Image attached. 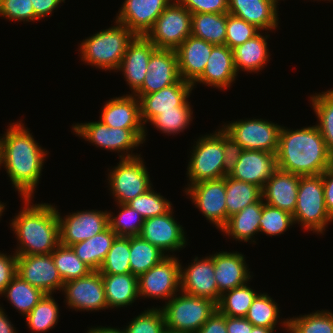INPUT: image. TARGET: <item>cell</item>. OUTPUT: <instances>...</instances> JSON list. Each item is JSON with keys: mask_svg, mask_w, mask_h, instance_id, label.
I'll return each mask as SVG.
<instances>
[{"mask_svg": "<svg viewBox=\"0 0 333 333\" xmlns=\"http://www.w3.org/2000/svg\"><path fill=\"white\" fill-rule=\"evenodd\" d=\"M310 101L319 120L316 126L333 155V89L311 95Z\"/></svg>", "mask_w": 333, "mask_h": 333, "instance_id": "f35d334b", "label": "cell"}, {"mask_svg": "<svg viewBox=\"0 0 333 333\" xmlns=\"http://www.w3.org/2000/svg\"><path fill=\"white\" fill-rule=\"evenodd\" d=\"M288 329L292 333H333V313L317 310L288 319Z\"/></svg>", "mask_w": 333, "mask_h": 333, "instance_id": "7bdbcfd3", "label": "cell"}, {"mask_svg": "<svg viewBox=\"0 0 333 333\" xmlns=\"http://www.w3.org/2000/svg\"><path fill=\"white\" fill-rule=\"evenodd\" d=\"M193 145L187 166V187L205 180L225 177L223 129L204 135Z\"/></svg>", "mask_w": 333, "mask_h": 333, "instance_id": "ba28073f", "label": "cell"}, {"mask_svg": "<svg viewBox=\"0 0 333 333\" xmlns=\"http://www.w3.org/2000/svg\"><path fill=\"white\" fill-rule=\"evenodd\" d=\"M193 85L183 79L161 90L146 94L135 95L140 102L141 119L145 126L161 111L176 110V106H191L188 101Z\"/></svg>", "mask_w": 333, "mask_h": 333, "instance_id": "d6986e66", "label": "cell"}, {"mask_svg": "<svg viewBox=\"0 0 333 333\" xmlns=\"http://www.w3.org/2000/svg\"><path fill=\"white\" fill-rule=\"evenodd\" d=\"M180 269L176 255L165 257L138 277L139 297L169 301L180 291Z\"/></svg>", "mask_w": 333, "mask_h": 333, "instance_id": "7c38bea8", "label": "cell"}, {"mask_svg": "<svg viewBox=\"0 0 333 333\" xmlns=\"http://www.w3.org/2000/svg\"><path fill=\"white\" fill-rule=\"evenodd\" d=\"M142 87L134 95H146L175 84L179 79L176 50L156 48L149 59Z\"/></svg>", "mask_w": 333, "mask_h": 333, "instance_id": "ffe728a7", "label": "cell"}, {"mask_svg": "<svg viewBox=\"0 0 333 333\" xmlns=\"http://www.w3.org/2000/svg\"><path fill=\"white\" fill-rule=\"evenodd\" d=\"M130 237H116L98 270L101 274H127L130 268Z\"/></svg>", "mask_w": 333, "mask_h": 333, "instance_id": "ee69618b", "label": "cell"}, {"mask_svg": "<svg viewBox=\"0 0 333 333\" xmlns=\"http://www.w3.org/2000/svg\"><path fill=\"white\" fill-rule=\"evenodd\" d=\"M120 211L113 216L108 212L109 227L116 233L117 237L138 236L141 233L144 218L127 204H117Z\"/></svg>", "mask_w": 333, "mask_h": 333, "instance_id": "f6af8a7d", "label": "cell"}, {"mask_svg": "<svg viewBox=\"0 0 333 333\" xmlns=\"http://www.w3.org/2000/svg\"><path fill=\"white\" fill-rule=\"evenodd\" d=\"M17 275V254L7 255L0 252V296L7 285Z\"/></svg>", "mask_w": 333, "mask_h": 333, "instance_id": "db71d44e", "label": "cell"}, {"mask_svg": "<svg viewBox=\"0 0 333 333\" xmlns=\"http://www.w3.org/2000/svg\"><path fill=\"white\" fill-rule=\"evenodd\" d=\"M246 119L225 123L222 129L240 144L243 150H259L276 154L282 126L267 119Z\"/></svg>", "mask_w": 333, "mask_h": 333, "instance_id": "8fae6325", "label": "cell"}, {"mask_svg": "<svg viewBox=\"0 0 333 333\" xmlns=\"http://www.w3.org/2000/svg\"><path fill=\"white\" fill-rule=\"evenodd\" d=\"M17 275L45 294L63 289L64 283L54 265L52 254L17 255Z\"/></svg>", "mask_w": 333, "mask_h": 333, "instance_id": "2e32d148", "label": "cell"}, {"mask_svg": "<svg viewBox=\"0 0 333 333\" xmlns=\"http://www.w3.org/2000/svg\"><path fill=\"white\" fill-rule=\"evenodd\" d=\"M262 198V189L255 184L235 180L226 175L227 222L229 217Z\"/></svg>", "mask_w": 333, "mask_h": 333, "instance_id": "e575fe53", "label": "cell"}, {"mask_svg": "<svg viewBox=\"0 0 333 333\" xmlns=\"http://www.w3.org/2000/svg\"><path fill=\"white\" fill-rule=\"evenodd\" d=\"M227 13H195L191 35L213 45H225Z\"/></svg>", "mask_w": 333, "mask_h": 333, "instance_id": "836d02e7", "label": "cell"}, {"mask_svg": "<svg viewBox=\"0 0 333 333\" xmlns=\"http://www.w3.org/2000/svg\"><path fill=\"white\" fill-rule=\"evenodd\" d=\"M262 208L263 198L229 217L227 224L221 229V232L226 234L224 236H231L236 241L253 242L254 244L256 242L254 235L260 233L259 220L262 216Z\"/></svg>", "mask_w": 333, "mask_h": 333, "instance_id": "4dcf8cb0", "label": "cell"}, {"mask_svg": "<svg viewBox=\"0 0 333 333\" xmlns=\"http://www.w3.org/2000/svg\"><path fill=\"white\" fill-rule=\"evenodd\" d=\"M0 16L9 21H39L31 0H0Z\"/></svg>", "mask_w": 333, "mask_h": 333, "instance_id": "816d5d0a", "label": "cell"}, {"mask_svg": "<svg viewBox=\"0 0 333 333\" xmlns=\"http://www.w3.org/2000/svg\"><path fill=\"white\" fill-rule=\"evenodd\" d=\"M62 292L67 307L75 311L108 309L102 274L99 271H91L82 278L65 282Z\"/></svg>", "mask_w": 333, "mask_h": 333, "instance_id": "9a60e30c", "label": "cell"}, {"mask_svg": "<svg viewBox=\"0 0 333 333\" xmlns=\"http://www.w3.org/2000/svg\"><path fill=\"white\" fill-rule=\"evenodd\" d=\"M275 329L253 326L251 333H274Z\"/></svg>", "mask_w": 333, "mask_h": 333, "instance_id": "be15d7a7", "label": "cell"}, {"mask_svg": "<svg viewBox=\"0 0 333 333\" xmlns=\"http://www.w3.org/2000/svg\"><path fill=\"white\" fill-rule=\"evenodd\" d=\"M1 306V305H0ZM0 307V333H17L16 328L11 323L10 319L7 317L6 313Z\"/></svg>", "mask_w": 333, "mask_h": 333, "instance_id": "94428289", "label": "cell"}, {"mask_svg": "<svg viewBox=\"0 0 333 333\" xmlns=\"http://www.w3.org/2000/svg\"><path fill=\"white\" fill-rule=\"evenodd\" d=\"M278 169L276 154L259 150H243L229 177L255 184L263 189L265 183Z\"/></svg>", "mask_w": 333, "mask_h": 333, "instance_id": "7402d4cb", "label": "cell"}, {"mask_svg": "<svg viewBox=\"0 0 333 333\" xmlns=\"http://www.w3.org/2000/svg\"><path fill=\"white\" fill-rule=\"evenodd\" d=\"M173 208L166 214L144 220L139 236L165 254L182 250L187 245L184 227L173 217Z\"/></svg>", "mask_w": 333, "mask_h": 333, "instance_id": "ac0fdd59", "label": "cell"}, {"mask_svg": "<svg viewBox=\"0 0 333 333\" xmlns=\"http://www.w3.org/2000/svg\"><path fill=\"white\" fill-rule=\"evenodd\" d=\"M196 333H227L226 316L216 310Z\"/></svg>", "mask_w": 333, "mask_h": 333, "instance_id": "9f6ffc18", "label": "cell"}, {"mask_svg": "<svg viewBox=\"0 0 333 333\" xmlns=\"http://www.w3.org/2000/svg\"><path fill=\"white\" fill-rule=\"evenodd\" d=\"M269 35L258 33L253 38L243 44L233 48L234 66L239 73L240 71L256 73L264 69L269 62V48L267 40Z\"/></svg>", "mask_w": 333, "mask_h": 333, "instance_id": "f546056e", "label": "cell"}, {"mask_svg": "<svg viewBox=\"0 0 333 333\" xmlns=\"http://www.w3.org/2000/svg\"><path fill=\"white\" fill-rule=\"evenodd\" d=\"M107 29L87 37L80 44L81 61L101 70H118L129 43L136 36L127 26L115 21Z\"/></svg>", "mask_w": 333, "mask_h": 333, "instance_id": "277c9868", "label": "cell"}, {"mask_svg": "<svg viewBox=\"0 0 333 333\" xmlns=\"http://www.w3.org/2000/svg\"><path fill=\"white\" fill-rule=\"evenodd\" d=\"M278 304L267 293H259L245 318L253 325L274 329L280 319Z\"/></svg>", "mask_w": 333, "mask_h": 333, "instance_id": "b9f144b4", "label": "cell"}, {"mask_svg": "<svg viewBox=\"0 0 333 333\" xmlns=\"http://www.w3.org/2000/svg\"><path fill=\"white\" fill-rule=\"evenodd\" d=\"M58 211L57 209L60 244L64 246H71L92 238L109 226L107 210H83L63 217Z\"/></svg>", "mask_w": 333, "mask_h": 333, "instance_id": "5bb4252c", "label": "cell"}, {"mask_svg": "<svg viewBox=\"0 0 333 333\" xmlns=\"http://www.w3.org/2000/svg\"><path fill=\"white\" fill-rule=\"evenodd\" d=\"M192 106H176V110L161 111L149 123L162 133L179 134L189 127L193 117Z\"/></svg>", "mask_w": 333, "mask_h": 333, "instance_id": "bcb514c9", "label": "cell"}, {"mask_svg": "<svg viewBox=\"0 0 333 333\" xmlns=\"http://www.w3.org/2000/svg\"><path fill=\"white\" fill-rule=\"evenodd\" d=\"M172 1L125 0L115 21L127 26L135 35L145 36Z\"/></svg>", "mask_w": 333, "mask_h": 333, "instance_id": "44dd1931", "label": "cell"}, {"mask_svg": "<svg viewBox=\"0 0 333 333\" xmlns=\"http://www.w3.org/2000/svg\"><path fill=\"white\" fill-rule=\"evenodd\" d=\"M86 333H124V331L118 328H113V327H101V326H97V327H92L90 328Z\"/></svg>", "mask_w": 333, "mask_h": 333, "instance_id": "6125c7cd", "label": "cell"}, {"mask_svg": "<svg viewBox=\"0 0 333 333\" xmlns=\"http://www.w3.org/2000/svg\"><path fill=\"white\" fill-rule=\"evenodd\" d=\"M140 156L120 159L108 173L109 190L116 204H127L153 187L149 172Z\"/></svg>", "mask_w": 333, "mask_h": 333, "instance_id": "9c48e42d", "label": "cell"}, {"mask_svg": "<svg viewBox=\"0 0 333 333\" xmlns=\"http://www.w3.org/2000/svg\"><path fill=\"white\" fill-rule=\"evenodd\" d=\"M243 148L240 144L235 142L224 130H223V152L225 163V176L228 175L238 162Z\"/></svg>", "mask_w": 333, "mask_h": 333, "instance_id": "11a10c76", "label": "cell"}, {"mask_svg": "<svg viewBox=\"0 0 333 333\" xmlns=\"http://www.w3.org/2000/svg\"><path fill=\"white\" fill-rule=\"evenodd\" d=\"M143 218L148 219L168 213L173 207L172 203L160 193L150 188L146 193L135 197L127 203Z\"/></svg>", "mask_w": 333, "mask_h": 333, "instance_id": "7dc6e473", "label": "cell"}, {"mask_svg": "<svg viewBox=\"0 0 333 333\" xmlns=\"http://www.w3.org/2000/svg\"><path fill=\"white\" fill-rule=\"evenodd\" d=\"M108 308L130 306L139 297L138 277L127 274H102Z\"/></svg>", "mask_w": 333, "mask_h": 333, "instance_id": "1f68e13d", "label": "cell"}, {"mask_svg": "<svg viewBox=\"0 0 333 333\" xmlns=\"http://www.w3.org/2000/svg\"><path fill=\"white\" fill-rule=\"evenodd\" d=\"M5 205H4V203L2 202L1 203V201H0V217L2 216V214H3V212H4V210H5Z\"/></svg>", "mask_w": 333, "mask_h": 333, "instance_id": "03108f58", "label": "cell"}, {"mask_svg": "<svg viewBox=\"0 0 333 333\" xmlns=\"http://www.w3.org/2000/svg\"><path fill=\"white\" fill-rule=\"evenodd\" d=\"M112 128L146 129L141 119L140 102L133 94L111 98L102 108L100 120Z\"/></svg>", "mask_w": 333, "mask_h": 333, "instance_id": "4316f807", "label": "cell"}, {"mask_svg": "<svg viewBox=\"0 0 333 333\" xmlns=\"http://www.w3.org/2000/svg\"><path fill=\"white\" fill-rule=\"evenodd\" d=\"M182 6L195 13H228V0H177Z\"/></svg>", "mask_w": 333, "mask_h": 333, "instance_id": "f5cc1de1", "label": "cell"}, {"mask_svg": "<svg viewBox=\"0 0 333 333\" xmlns=\"http://www.w3.org/2000/svg\"><path fill=\"white\" fill-rule=\"evenodd\" d=\"M31 2L35 16L41 20L51 15L52 12L59 7L60 3H65V0H31Z\"/></svg>", "mask_w": 333, "mask_h": 333, "instance_id": "680465c9", "label": "cell"}, {"mask_svg": "<svg viewBox=\"0 0 333 333\" xmlns=\"http://www.w3.org/2000/svg\"><path fill=\"white\" fill-rule=\"evenodd\" d=\"M53 294H45L38 304L25 316L27 326L36 333H46L58 323L59 305Z\"/></svg>", "mask_w": 333, "mask_h": 333, "instance_id": "74e56055", "label": "cell"}, {"mask_svg": "<svg viewBox=\"0 0 333 333\" xmlns=\"http://www.w3.org/2000/svg\"><path fill=\"white\" fill-rule=\"evenodd\" d=\"M248 283L226 291L221 295L217 310L229 317H245L255 297L259 294Z\"/></svg>", "mask_w": 333, "mask_h": 333, "instance_id": "ab89813d", "label": "cell"}, {"mask_svg": "<svg viewBox=\"0 0 333 333\" xmlns=\"http://www.w3.org/2000/svg\"><path fill=\"white\" fill-rule=\"evenodd\" d=\"M280 324H282V327H284L289 333H292L289 329H288V318L287 319H283V321L281 320Z\"/></svg>", "mask_w": 333, "mask_h": 333, "instance_id": "e7e4bbea", "label": "cell"}, {"mask_svg": "<svg viewBox=\"0 0 333 333\" xmlns=\"http://www.w3.org/2000/svg\"><path fill=\"white\" fill-rule=\"evenodd\" d=\"M51 254L63 283L82 278L93 271L77 257L70 246L59 244Z\"/></svg>", "mask_w": 333, "mask_h": 333, "instance_id": "60d3db41", "label": "cell"}, {"mask_svg": "<svg viewBox=\"0 0 333 333\" xmlns=\"http://www.w3.org/2000/svg\"><path fill=\"white\" fill-rule=\"evenodd\" d=\"M233 50L227 45H214L202 75L192 84H205L219 90L232 86L237 78ZM195 86V87H194Z\"/></svg>", "mask_w": 333, "mask_h": 333, "instance_id": "cb8c5ba5", "label": "cell"}, {"mask_svg": "<svg viewBox=\"0 0 333 333\" xmlns=\"http://www.w3.org/2000/svg\"><path fill=\"white\" fill-rule=\"evenodd\" d=\"M277 0H228V13L255 25L261 31L278 27Z\"/></svg>", "mask_w": 333, "mask_h": 333, "instance_id": "f1b7e54d", "label": "cell"}, {"mask_svg": "<svg viewBox=\"0 0 333 333\" xmlns=\"http://www.w3.org/2000/svg\"><path fill=\"white\" fill-rule=\"evenodd\" d=\"M72 130L75 135L97 147L120 153L119 159L140 156L138 153L134 155L132 151L145 142L147 135V129L112 128L101 121L77 123L72 126Z\"/></svg>", "mask_w": 333, "mask_h": 333, "instance_id": "52a82bcc", "label": "cell"}, {"mask_svg": "<svg viewBox=\"0 0 333 333\" xmlns=\"http://www.w3.org/2000/svg\"><path fill=\"white\" fill-rule=\"evenodd\" d=\"M122 329L124 333H165V320L161 308H147L144 312L134 317Z\"/></svg>", "mask_w": 333, "mask_h": 333, "instance_id": "681fc988", "label": "cell"}, {"mask_svg": "<svg viewBox=\"0 0 333 333\" xmlns=\"http://www.w3.org/2000/svg\"><path fill=\"white\" fill-rule=\"evenodd\" d=\"M325 206L333 218V163L322 173Z\"/></svg>", "mask_w": 333, "mask_h": 333, "instance_id": "6f0895ef", "label": "cell"}, {"mask_svg": "<svg viewBox=\"0 0 333 333\" xmlns=\"http://www.w3.org/2000/svg\"><path fill=\"white\" fill-rule=\"evenodd\" d=\"M161 310L166 331L196 333L217 310V304L210 299L179 291L169 301H165Z\"/></svg>", "mask_w": 333, "mask_h": 333, "instance_id": "5b68a950", "label": "cell"}, {"mask_svg": "<svg viewBox=\"0 0 333 333\" xmlns=\"http://www.w3.org/2000/svg\"><path fill=\"white\" fill-rule=\"evenodd\" d=\"M191 265L180 269V292L188 295L207 298L218 304L221 295L214 278L215 265L213 254L192 260Z\"/></svg>", "mask_w": 333, "mask_h": 333, "instance_id": "e0dca14e", "label": "cell"}, {"mask_svg": "<svg viewBox=\"0 0 333 333\" xmlns=\"http://www.w3.org/2000/svg\"><path fill=\"white\" fill-rule=\"evenodd\" d=\"M227 333H251L253 325L245 317L226 316Z\"/></svg>", "mask_w": 333, "mask_h": 333, "instance_id": "91938a15", "label": "cell"}, {"mask_svg": "<svg viewBox=\"0 0 333 333\" xmlns=\"http://www.w3.org/2000/svg\"><path fill=\"white\" fill-rule=\"evenodd\" d=\"M192 13L173 0L145 35L156 48L176 50L191 35Z\"/></svg>", "mask_w": 333, "mask_h": 333, "instance_id": "30bf717a", "label": "cell"}, {"mask_svg": "<svg viewBox=\"0 0 333 333\" xmlns=\"http://www.w3.org/2000/svg\"><path fill=\"white\" fill-rule=\"evenodd\" d=\"M170 256L153 246L141 236L130 237V268L131 274L139 277L150 268L160 263L165 257Z\"/></svg>", "mask_w": 333, "mask_h": 333, "instance_id": "d590c367", "label": "cell"}, {"mask_svg": "<svg viewBox=\"0 0 333 333\" xmlns=\"http://www.w3.org/2000/svg\"><path fill=\"white\" fill-rule=\"evenodd\" d=\"M155 45L146 37L136 35L129 43L121 65L117 71L124 74L127 84L134 95L143 85L148 72V62Z\"/></svg>", "mask_w": 333, "mask_h": 333, "instance_id": "603a6c76", "label": "cell"}, {"mask_svg": "<svg viewBox=\"0 0 333 333\" xmlns=\"http://www.w3.org/2000/svg\"><path fill=\"white\" fill-rule=\"evenodd\" d=\"M22 121L9 123L0 137V168L6 169L20 197L33 198L48 151L36 142Z\"/></svg>", "mask_w": 333, "mask_h": 333, "instance_id": "6da1fadb", "label": "cell"}, {"mask_svg": "<svg viewBox=\"0 0 333 333\" xmlns=\"http://www.w3.org/2000/svg\"><path fill=\"white\" fill-rule=\"evenodd\" d=\"M300 177L301 175L277 169L262 189L264 203L293 215Z\"/></svg>", "mask_w": 333, "mask_h": 333, "instance_id": "484cf974", "label": "cell"}, {"mask_svg": "<svg viewBox=\"0 0 333 333\" xmlns=\"http://www.w3.org/2000/svg\"><path fill=\"white\" fill-rule=\"evenodd\" d=\"M259 230L268 236L284 234L294 223L293 215L287 211L272 207L263 201Z\"/></svg>", "mask_w": 333, "mask_h": 333, "instance_id": "c3c4849f", "label": "cell"}, {"mask_svg": "<svg viewBox=\"0 0 333 333\" xmlns=\"http://www.w3.org/2000/svg\"><path fill=\"white\" fill-rule=\"evenodd\" d=\"M213 44L192 35L176 49L180 78L193 84L204 72Z\"/></svg>", "mask_w": 333, "mask_h": 333, "instance_id": "83f0119b", "label": "cell"}, {"mask_svg": "<svg viewBox=\"0 0 333 333\" xmlns=\"http://www.w3.org/2000/svg\"><path fill=\"white\" fill-rule=\"evenodd\" d=\"M276 159L278 169L301 176L320 175L333 163L316 125L296 130L282 126Z\"/></svg>", "mask_w": 333, "mask_h": 333, "instance_id": "7a4b0ae2", "label": "cell"}, {"mask_svg": "<svg viewBox=\"0 0 333 333\" xmlns=\"http://www.w3.org/2000/svg\"><path fill=\"white\" fill-rule=\"evenodd\" d=\"M7 297L16 310L26 316L45 295L43 291L31 286L19 275H16L7 285L2 296Z\"/></svg>", "mask_w": 333, "mask_h": 333, "instance_id": "8d00e7d4", "label": "cell"}, {"mask_svg": "<svg viewBox=\"0 0 333 333\" xmlns=\"http://www.w3.org/2000/svg\"><path fill=\"white\" fill-rule=\"evenodd\" d=\"M293 219L305 230L323 235L333 222L325 206L322 174L300 177Z\"/></svg>", "mask_w": 333, "mask_h": 333, "instance_id": "8992f818", "label": "cell"}, {"mask_svg": "<svg viewBox=\"0 0 333 333\" xmlns=\"http://www.w3.org/2000/svg\"><path fill=\"white\" fill-rule=\"evenodd\" d=\"M261 32L255 25L227 13L225 45L233 49Z\"/></svg>", "mask_w": 333, "mask_h": 333, "instance_id": "f907efd6", "label": "cell"}, {"mask_svg": "<svg viewBox=\"0 0 333 333\" xmlns=\"http://www.w3.org/2000/svg\"><path fill=\"white\" fill-rule=\"evenodd\" d=\"M184 191L206 220L216 225L217 229L221 230L227 224L226 176L192 184Z\"/></svg>", "mask_w": 333, "mask_h": 333, "instance_id": "4fadbf2b", "label": "cell"}, {"mask_svg": "<svg viewBox=\"0 0 333 333\" xmlns=\"http://www.w3.org/2000/svg\"><path fill=\"white\" fill-rule=\"evenodd\" d=\"M245 255L239 252L220 251L213 254L215 265L214 278L217 283L218 293L224 292L242 286L253 277L250 275Z\"/></svg>", "mask_w": 333, "mask_h": 333, "instance_id": "d4e9b609", "label": "cell"}, {"mask_svg": "<svg viewBox=\"0 0 333 333\" xmlns=\"http://www.w3.org/2000/svg\"><path fill=\"white\" fill-rule=\"evenodd\" d=\"M25 203L11 220L10 228L18 240L17 255L51 254L60 244L57 206L33 204L32 198H21Z\"/></svg>", "mask_w": 333, "mask_h": 333, "instance_id": "3957f363", "label": "cell"}, {"mask_svg": "<svg viewBox=\"0 0 333 333\" xmlns=\"http://www.w3.org/2000/svg\"><path fill=\"white\" fill-rule=\"evenodd\" d=\"M116 237V233L108 226L92 238L71 245L70 247L82 262L88 265L93 271H98Z\"/></svg>", "mask_w": 333, "mask_h": 333, "instance_id": "d6a6232c", "label": "cell"}]
</instances>
